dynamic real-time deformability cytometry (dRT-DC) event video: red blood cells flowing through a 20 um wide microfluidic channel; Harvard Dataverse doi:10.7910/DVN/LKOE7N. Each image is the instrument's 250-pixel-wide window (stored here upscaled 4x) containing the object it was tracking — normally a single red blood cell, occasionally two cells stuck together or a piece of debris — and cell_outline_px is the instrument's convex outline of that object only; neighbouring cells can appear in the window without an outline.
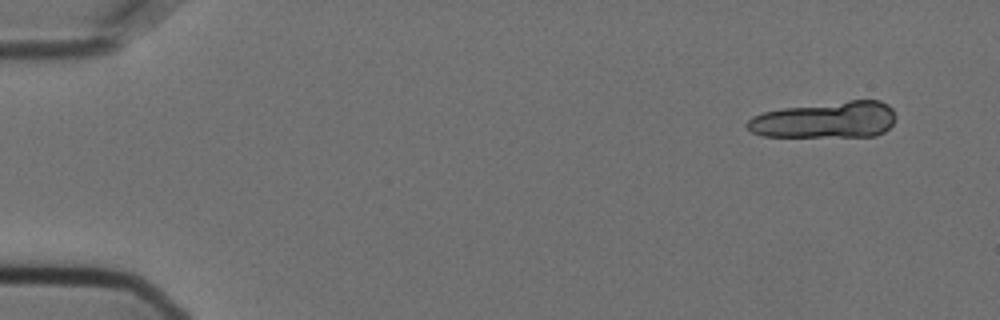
{"species": "Egyptian fruit bat (a non-hibernating species)", "species_latin": "Rousettus aegyptiacus", "temperature_condition": "cold", "stored_images_in_passage": 28, "camera_frame_rate_fps": 3000, "um_per_image_px": 0.085, "animal": {"sex": "female"}, "frame": {"image": 1, "passage_image": 1, "time_ms": 0.0, "image_size_px": [1000, 320], "cell_outline_px": [[896, 116], [892, 124], [884, 132], [876, 136], [760, 136], [752, 132], [744, 124], [752, 116], [764, 112], [784, 108], [848, 100], [880, 100], [888, 104], [892, 108]], "centroid_in_image_um": [70.17, 10.18], "position_along_channel_um": 14.8, "area_um2": 31.62}}